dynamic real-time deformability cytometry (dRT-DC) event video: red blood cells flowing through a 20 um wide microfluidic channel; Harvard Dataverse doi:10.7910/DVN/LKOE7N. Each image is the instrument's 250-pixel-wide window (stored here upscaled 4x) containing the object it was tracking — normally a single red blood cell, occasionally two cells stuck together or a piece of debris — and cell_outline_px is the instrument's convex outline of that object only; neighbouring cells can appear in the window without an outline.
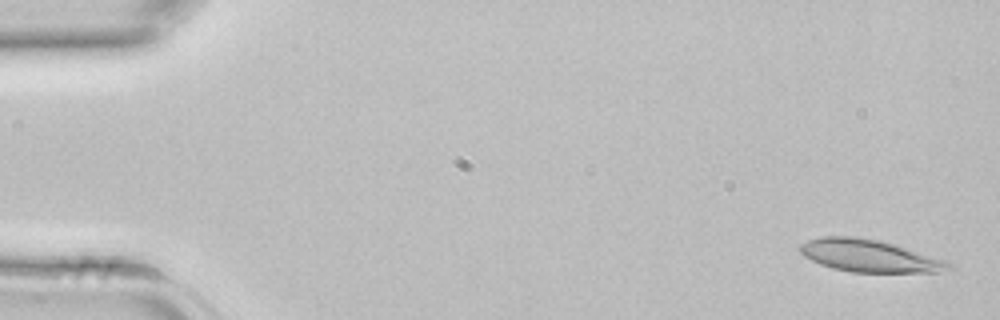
{"species": "common noctule bat (a hibernating species)", "species_latin": "Nyctalus noctula", "temperature_condition": "room temperature", "stored_images_in_passage": 43, "camera_frame_rate_fps": 3000, "um_per_image_px": 0.085, "animal": {"sex": "female", "body_mass_g": 22.7, "forearm_length_mm": 54.2}, "frame": {"image": 1, "passage_image": 2, "time_ms": 0.333, "image_size_px": [1000, 320], "cell_outline_px": [[952, 268], [940, 272], [852, 272], [832, 268], [820, 264], [804, 256], [800, 252], [800, 244], [808, 240], [820, 236], [856, 236], [880, 240], [944, 260], [952, 264]], "centroid_in_image_um": [73.85, 21.74], "position_along_channel_um": 11.2, "area_um2": 27.8}}
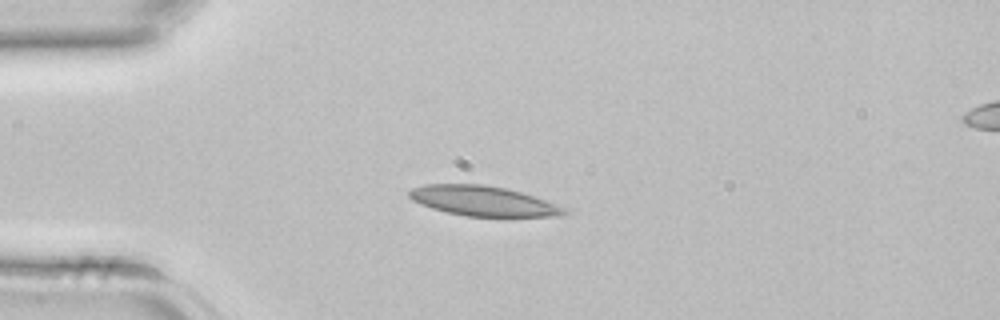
{"frame": {"image": 2, "passage_image": 11, "time_ms": 3.333, "image_size_px": [1000, 320], "cell_outline_px": [[568, 212], [564, 216], [508, 220], [464, 216], [432, 208], [420, 204], [412, 200], [408, 196], [408, 192], [412, 188], [424, 184], [484, 184], [504, 188], [520, 192], [568, 208]], "centroid_in_image_um": [41.18, 17.15], "position_along_channel_um": 43.8, "area_um2": 28.38}}